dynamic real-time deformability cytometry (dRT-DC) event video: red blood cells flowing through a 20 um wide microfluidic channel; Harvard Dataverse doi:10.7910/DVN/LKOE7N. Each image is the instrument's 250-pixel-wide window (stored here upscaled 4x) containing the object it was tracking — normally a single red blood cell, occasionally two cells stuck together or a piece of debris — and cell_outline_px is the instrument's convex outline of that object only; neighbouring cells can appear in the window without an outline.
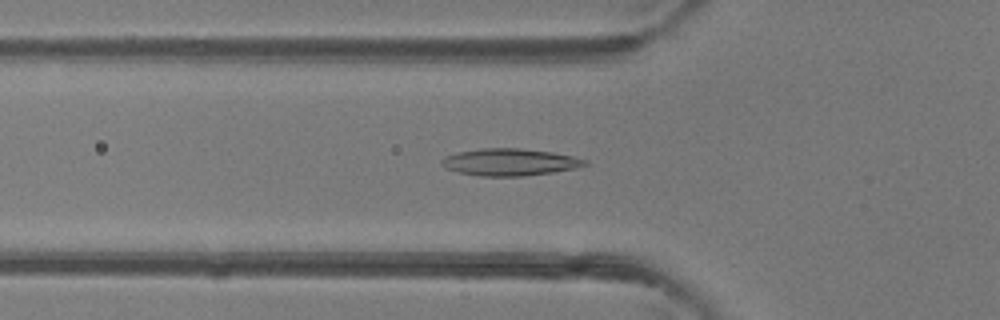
{"species": "common noctule bat (a hibernating species)", "species_latin": "Nyctalus noctula", "temperature_condition": "room temperature", "stored_images_in_passage": 47, "camera_frame_rate_fps": 3000, "um_per_image_px": 0.085, "animal": {"sex": "female"}, "frame": {"image": 1, "passage_image": 16, "time_ms": 5.0, "image_size_px": [1000, 320], "cell_outline_px": [[588, 164], [572, 168], [552, 172], [524, 176], [480, 176], [460, 172], [444, 168], [440, 164], [440, 160], [444, 156], [460, 152], [480, 148], [520, 148], [552, 152], [572, 156], [588, 160]], "centroid_in_image_um": [43.29, 13.77], "position_along_channel_um": 82.5, "area_um2": 22.48}}
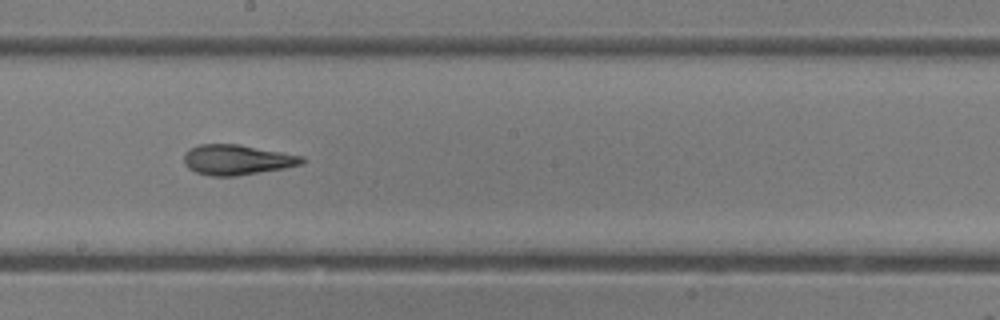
{"frame": {"image": 2, "passage_image": 26, "time_ms": 8.333, "image_size_px": [1000, 320], "cell_outline_px": [[304, 160], [300, 164], [284, 168], [236, 176], [212, 176], [196, 172], [188, 168], [184, 164], [184, 152], [188, 148], [200, 144], [240, 144], [304, 156]], "centroid_in_image_um": [20.1, 13.57], "position_along_channel_um": 228.1, "area_um2": 20.81}}
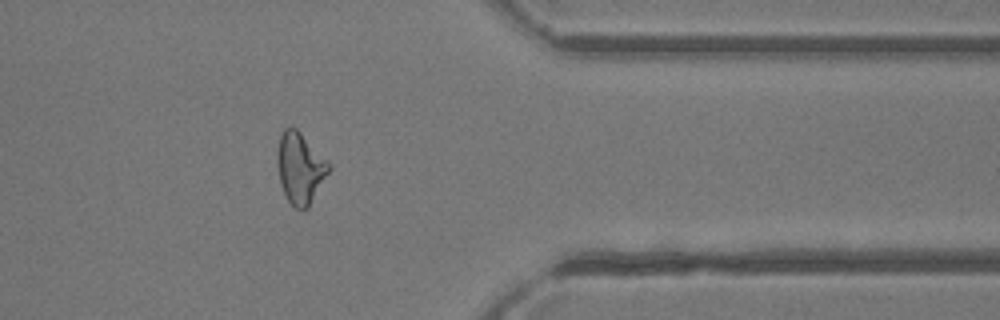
{"frame": {"image": 3, "passage_image": 38, "time_ms": 12.333, "image_size_px": [1000, 320], "cell_outline_px": [[332, 168], [308, 208], [296, 208], [288, 200], [280, 184], [276, 156], [280, 136], [284, 128], [296, 128], [332, 164]], "centroid_in_image_um": [25.53, 14.28], "position_along_channel_um": 385.9, "area_um2": 21.33}, "authors_computed_cell_mechanics": {"area_um2": 21.5594, "velocity_mm_per_s": 4.3462, "shape_relaxation_time_tau1_ms": null, "shape_relaxation_time_tau2_ms": 2.5548, "deformation_change_tau1": null, "deformation_change_tau2": 0.1115}}